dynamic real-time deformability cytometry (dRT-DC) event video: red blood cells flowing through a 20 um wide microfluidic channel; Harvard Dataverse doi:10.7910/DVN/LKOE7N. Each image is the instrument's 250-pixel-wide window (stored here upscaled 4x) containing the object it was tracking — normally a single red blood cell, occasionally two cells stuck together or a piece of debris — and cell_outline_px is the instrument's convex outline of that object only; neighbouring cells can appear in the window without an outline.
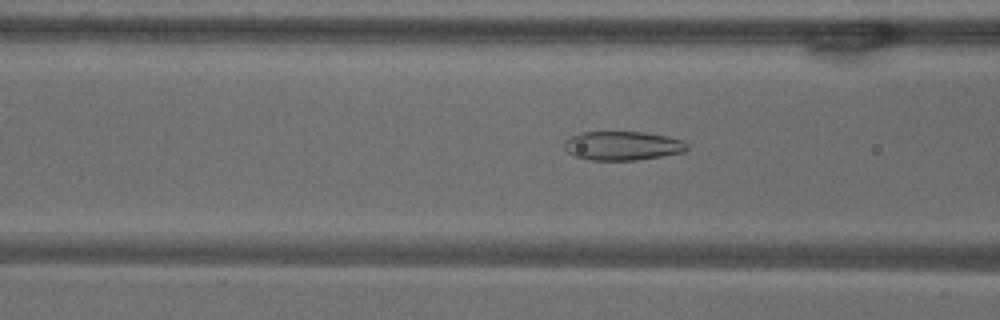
{"species": "common noctule bat (a hibernating species)", "species_latin": "Nyctalus noctula", "temperature_condition": "warm", "stored_images_in_passage": 44, "camera_frame_rate_fps": 3000, "um_per_image_px": 0.085, "animal": {"sex": "male", "body_mass_g": 18.8}, "frame": {"image": 1, "passage_image": 10, "time_ms": 3.0, "image_size_px": [1000, 320], "cell_outline_px": [[688, 148], [684, 152], [636, 160], [592, 160], [572, 156], [564, 148], [564, 140], [580, 132], [644, 132], [668, 136], [680, 140], [688, 144]], "centroid_in_image_um": [52.88, 12.39], "position_along_channel_um": 113.7, "area_um2": 20.75}}
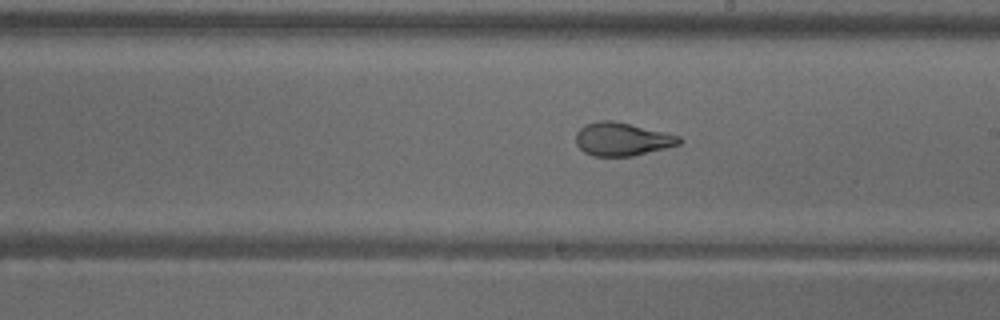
{"frame": {"image": 2, "passage_image": 20, "time_ms": 6.333, "image_size_px": [1000, 320], "cell_outline_px": [[684, 140], [680, 144], [632, 156], [592, 156], [584, 152], [576, 144], [576, 132], [584, 124], [596, 120], [612, 120], [664, 132], [680, 136]], "centroid_in_image_um": [52.84, 11.82], "position_along_channel_um": 236.2, "area_um2": 20.0}}
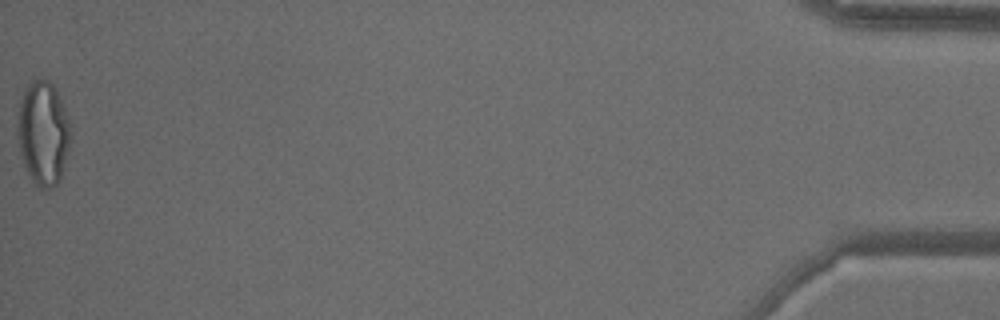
{"frame": {"image": 3, "passage_image": 44, "time_ms": 14.333, "image_size_px": [1000, 320], "cell_outline_px": [[72, 136], [68, 152], [60, 180], [52, 188], [36, 188], [24, 168], [20, 152], [16, 128], [16, 120], [20, 100], [24, 88], [28, 84], [44, 76], [56, 88], [68, 116]], "centroid_in_image_um": [3.66, 11.31], "position_along_channel_um": 431.5, "area_um2": 33.0}, "authors_computed_cell_mechanics": {"area_um2": 22.253, "velocity_mm_per_s": 3.6701, "shape_relaxation_time_tau1_ms": 9.15, "shape_relaxation_time_tau2_ms": 1.1538, "deformation_change_tau1": 0.2534, "deformation_change_tau2": 0.0778}}